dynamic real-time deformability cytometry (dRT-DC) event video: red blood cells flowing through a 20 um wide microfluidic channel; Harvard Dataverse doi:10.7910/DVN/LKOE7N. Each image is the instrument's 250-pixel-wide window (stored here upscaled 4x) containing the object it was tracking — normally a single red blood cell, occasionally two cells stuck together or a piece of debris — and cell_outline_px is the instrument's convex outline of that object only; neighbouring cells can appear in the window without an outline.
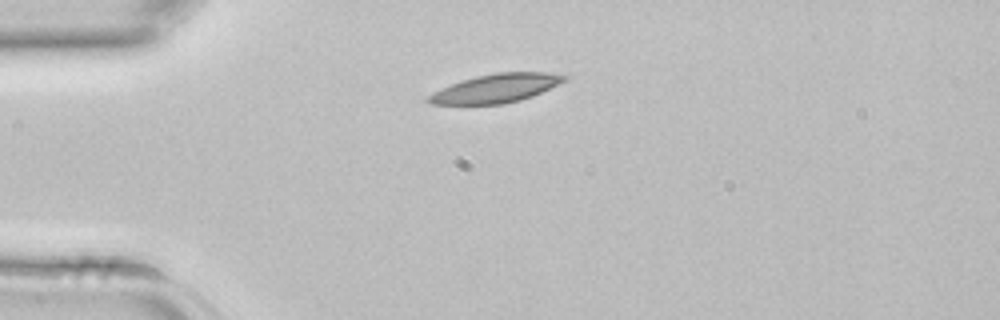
{"species": "common noctule bat (a hibernating species)", "species_latin": "Nyctalus noctula", "temperature_condition": "room temperature", "stored_images_in_passage": 34, "camera_frame_rate_fps": 3000, "um_per_image_px": 0.085, "animal": {"sex": "female", "body_mass_g": 22.7, "forearm_length_mm": 54.2}, "frame": {"image": 1, "passage_image": 1, "time_ms": 0.0, "image_size_px": [1000, 320], "cell_outline_px": [[568, 80], [532, 96], [520, 100], [504, 104], [428, 104], [424, 100], [428, 96], [440, 88], [476, 76], [496, 72], [548, 72], [568, 76]], "centroid_in_image_um": [42.16, 7.5], "position_along_channel_um": 42.8, "area_um2": 22.66}}
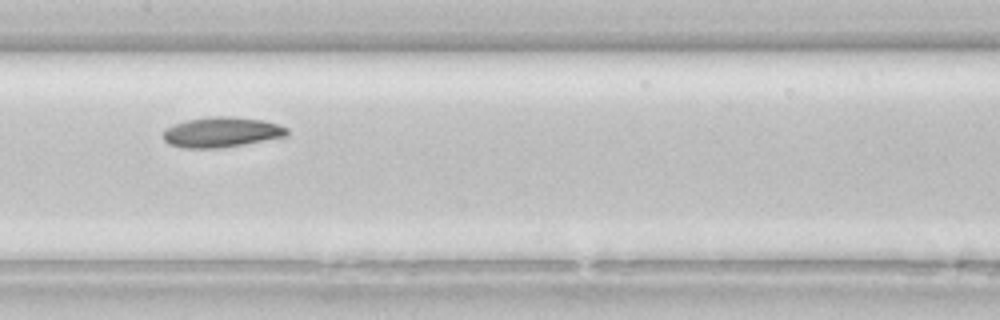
{"frame": {"image": 2, "passage_image": 12, "time_ms": 3.667, "image_size_px": [1000, 320], "cell_outline_px": [[288, 136], [244, 144], [220, 148], [180, 148], [168, 144], [160, 136], [164, 128], [172, 124], [188, 120], [208, 116], [232, 116], [264, 120], [288, 128]], "centroid_in_image_um": [18.77, 11.23], "position_along_channel_um": 188.6, "area_um2": 22.2}}
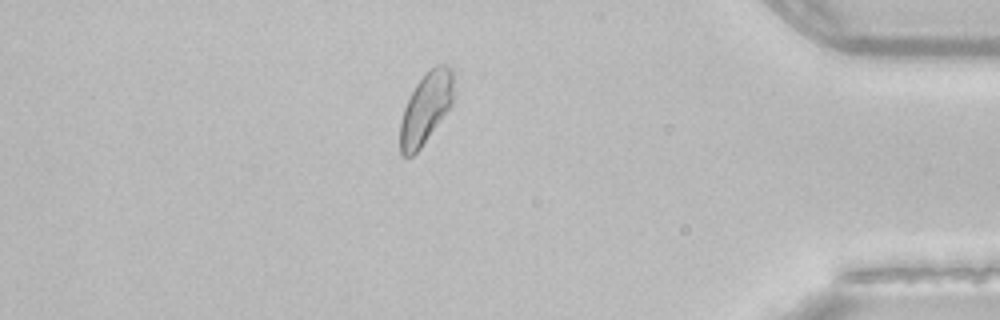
{"frame": {"image": 3, "passage_image": 28, "time_ms": 9.0, "image_size_px": [1000, 320], "cell_outline_px": [[452, 104], [420, 148], [412, 156], [400, 156], [400, 120], [404, 108], [416, 84], [428, 68], [436, 64], [444, 64], [452, 68]], "centroid_in_image_um": [36.17, 9.18], "position_along_channel_um": 399.0, "area_um2": 21.91}}